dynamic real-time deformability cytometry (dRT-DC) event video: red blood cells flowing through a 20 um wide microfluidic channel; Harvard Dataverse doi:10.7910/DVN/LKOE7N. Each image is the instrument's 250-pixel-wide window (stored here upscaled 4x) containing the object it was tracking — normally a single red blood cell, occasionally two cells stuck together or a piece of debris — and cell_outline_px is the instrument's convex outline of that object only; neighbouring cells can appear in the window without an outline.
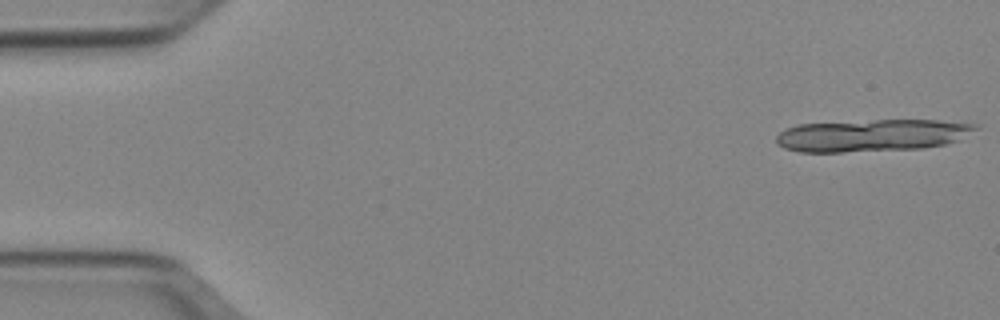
{"species": "Egyptian fruit bat (a non-hibernating species)", "species_latin": "Rousettus aegyptiacus", "temperature_condition": "cold", "stored_images_in_passage": 14, "camera_frame_rate_fps": 3000, "um_per_image_px": 0.085, "animal": {"sex": "female"}, "frame": {"image": 1, "passage_image": 1, "time_ms": 0.0, "image_size_px": [1000, 320], "cell_outline_px": [[980, 128], [960, 140], [944, 144], [920, 148], [844, 152], [800, 152], [784, 148], [776, 144], [776, 136], [784, 128], [796, 124], [876, 120], [940, 120], [980, 124]], "centroid_in_image_um": [74.13, 11.5], "position_along_channel_um": 10.9, "area_um2": 37.74}}